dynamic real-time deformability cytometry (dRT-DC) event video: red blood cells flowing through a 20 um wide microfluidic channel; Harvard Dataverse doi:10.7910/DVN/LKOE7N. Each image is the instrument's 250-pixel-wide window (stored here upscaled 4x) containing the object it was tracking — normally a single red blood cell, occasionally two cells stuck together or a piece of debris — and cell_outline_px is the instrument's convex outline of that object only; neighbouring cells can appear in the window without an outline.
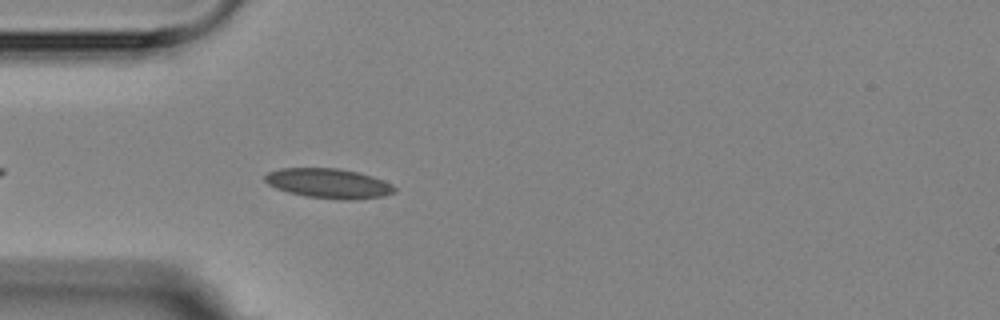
{"species": "Egyptian fruit bat (a non-hibernating species)", "species_latin": "Rousettus aegyptiacus", "temperature_condition": "room temperature", "stored_images_in_passage": 4, "camera_frame_rate_fps": 3000, "um_per_image_px": 0.085, "animal": {"sex": "female"}, "frame": {"image": 1, "passage_image": 4, "time_ms": 3.667, "image_size_px": [1000, 320], "cell_outline_px": [[396, 192], [384, 196], [308, 196], [288, 192], [276, 188], [268, 184], [264, 180], [264, 176], [268, 172], [280, 168], [336, 168], [356, 172], [392, 184], [396, 188]], "centroid_in_image_um": [27.82, 15.52], "position_along_channel_um": 57.2, "area_um2": 20.98}}